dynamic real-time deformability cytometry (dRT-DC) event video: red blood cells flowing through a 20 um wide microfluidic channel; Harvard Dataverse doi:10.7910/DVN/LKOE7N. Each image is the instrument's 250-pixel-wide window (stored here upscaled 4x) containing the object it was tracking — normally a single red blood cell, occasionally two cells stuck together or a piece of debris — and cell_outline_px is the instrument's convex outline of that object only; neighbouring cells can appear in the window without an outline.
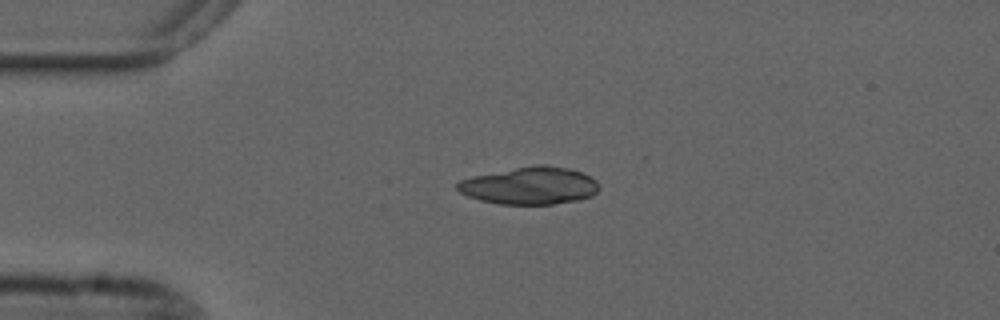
{"species": "common noctule bat (a hibernating species)", "species_latin": "Nyctalus noctula", "temperature_condition": "cold", "stored_images_in_passage": 36, "camera_frame_rate_fps": 3000, "um_per_image_px": 0.085, "animal": {"sex": "male", "forearm_length_mm": 52.5}, "frame": {"image": 1, "passage_image": 1, "time_ms": 0.0, "image_size_px": [1000, 320], "cell_outline_px": [[600, 188], [592, 196], [580, 200], [552, 204], [500, 204], [480, 200], [468, 196], [460, 192], [456, 188], [456, 184], [460, 180], [472, 176], [536, 164], [548, 164], [568, 168], [580, 172], [596, 180]], "centroid_in_image_um": [45.04, 15.78], "position_along_channel_um": 40.0, "area_um2": 30.92}}